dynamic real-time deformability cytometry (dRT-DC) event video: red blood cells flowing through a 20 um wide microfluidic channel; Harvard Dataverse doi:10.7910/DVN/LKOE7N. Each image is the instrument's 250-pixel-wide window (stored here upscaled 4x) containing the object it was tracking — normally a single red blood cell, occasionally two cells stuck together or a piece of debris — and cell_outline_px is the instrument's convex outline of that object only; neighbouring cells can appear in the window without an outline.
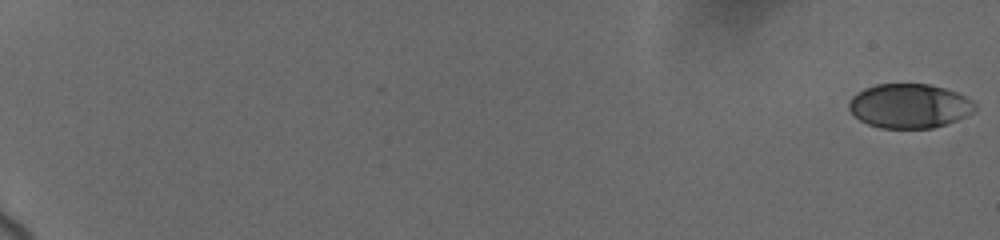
{"species": "human", "species_latin": "Homo sapiens", "temperature_condition": "cold", "stored_images_in_passage": 16, "camera_frame_rate_fps": 3000, "um_per_image_px": 0.085, "donor": {"sex": "female"}, "frame": {"image": 1, "passage_image": 1, "time_ms": 0.0, "image_size_px": [1000, 240], "cell_outline_px": [[976, 108], [968, 116], [932, 128], [880, 128], [868, 124], [860, 120], [848, 108], [848, 104], [852, 96], [856, 92], [864, 88], [876, 84], [928, 84], [944, 88], [956, 92], [972, 100], [976, 104]], "centroid_in_image_um": [77.29, 9.0], "position_along_channel_um": 7.7, "area_um2": 32.54}}
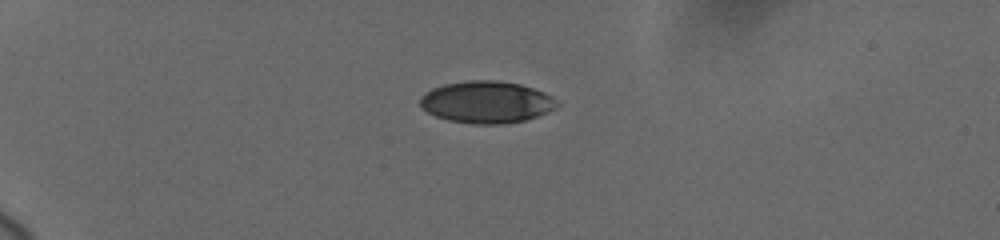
{"frame": {"image": 2, "passage_image": 12, "time_ms": 5.667, "image_size_px": [1000, 240], "cell_outline_px": [[560, 104], [556, 108], [548, 112], [524, 120], [504, 124], [472, 124], [448, 120], [436, 116], [420, 108], [420, 96], [424, 92], [432, 88], [444, 84], [468, 80], [496, 80], [520, 84], [544, 92], [552, 96]], "centroid_in_image_um": [41.34, 8.68], "position_along_channel_um": 43.7, "area_um2": 33.7}}
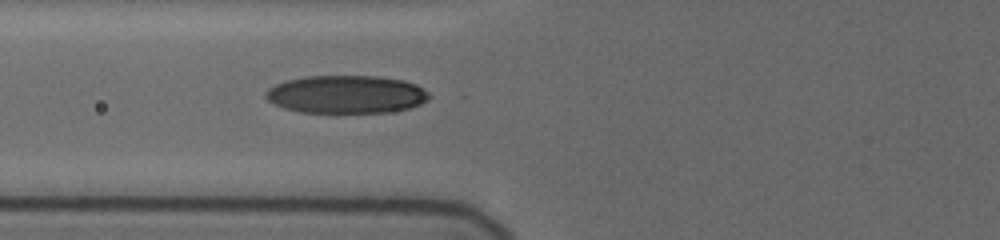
{"frame": {"image": 3, "passage_image": 16, "time_ms": 8.667, "image_size_px": [1000, 240], "cell_outline_px": [[428, 100], [420, 104], [408, 108], [388, 112], [300, 112], [284, 108], [268, 100], [264, 96], [264, 92], [268, 88], [284, 80], [304, 76], [376, 76], [404, 80], [416, 84], [428, 92]], "centroid_in_image_um": [29.4, 8.01], "position_along_channel_um": 96.4, "area_um2": 36.13}}